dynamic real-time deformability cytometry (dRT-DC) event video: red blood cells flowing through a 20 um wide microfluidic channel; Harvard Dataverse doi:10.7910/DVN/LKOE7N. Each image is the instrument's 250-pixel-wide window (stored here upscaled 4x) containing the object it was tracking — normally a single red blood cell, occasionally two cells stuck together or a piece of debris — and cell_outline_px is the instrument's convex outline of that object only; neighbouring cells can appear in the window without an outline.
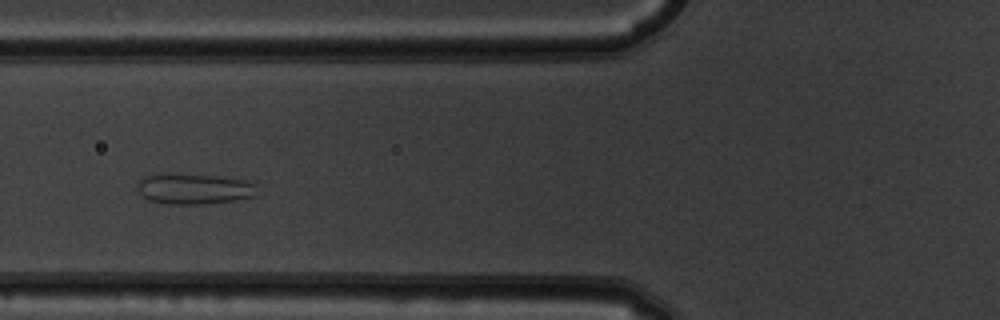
{"species": "common noctule bat (a hibernating species)", "species_latin": "Nyctalus noctula", "temperature_condition": "warm", "stored_images_in_passage": 6, "camera_frame_rate_fps": 3000, "um_per_image_px": 0.085, "animal": {"sex": "male", "body_mass_g": 19.5, "forearm_length_mm": 54.6}, "frame": {"image": 1, "passage_image": 4, "time_ms": 1.0, "image_size_px": [1000, 320], "cell_outline_px": [[260, 196], [236, 200], [204, 204], [168, 204], [148, 200], [136, 188], [136, 180], [144, 176], [216, 176], [248, 180], [256, 184]], "centroid_in_image_um": [16.59, 16.09], "position_along_channel_um": 109.2, "area_um2": 21.1}}